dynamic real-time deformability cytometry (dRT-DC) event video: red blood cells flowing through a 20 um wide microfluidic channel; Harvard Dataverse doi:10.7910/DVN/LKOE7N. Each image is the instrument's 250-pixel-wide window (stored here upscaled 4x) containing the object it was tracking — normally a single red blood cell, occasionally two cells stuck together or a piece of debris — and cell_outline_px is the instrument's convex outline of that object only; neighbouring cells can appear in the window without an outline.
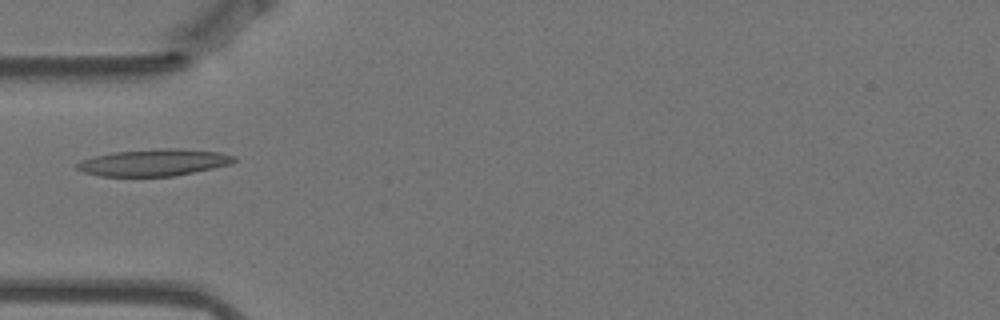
{"species": "Egyptian fruit bat (a non-hibernating species)", "species_latin": "Rousettus aegyptiacus", "temperature_condition": "warm", "stored_images_in_passage": 32, "camera_frame_rate_fps": 3000, "um_per_image_px": 0.085, "animal": {"sex": "female"}, "frame": {"image": 1, "passage_image": 1, "time_ms": 0.0, "image_size_px": [1000, 320], "cell_outline_px": [[236, 160], [232, 164], [172, 176], [100, 176], [84, 172], [76, 168], [76, 164], [80, 160], [112, 152], [160, 148], [180, 148], [220, 152], [236, 156]], "centroid_in_image_um": [13.09, 13.8], "position_along_channel_um": 71.9, "area_um2": 24.57}}
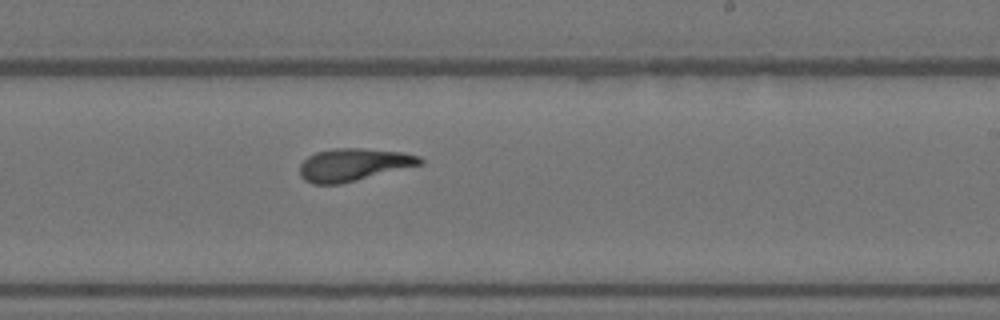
{"frame": {"image": 2, "passage_image": 17, "time_ms": 5.333, "image_size_px": [1000, 320], "cell_outline_px": [[424, 164], [340, 184], [312, 184], [304, 180], [300, 176], [300, 164], [308, 156], [316, 152], [336, 148], [360, 148], [404, 152], [420, 156], [424, 160]], "centroid_in_image_um": [30.07, 14.0], "position_along_channel_um": 258.9, "area_um2": 22.95}}
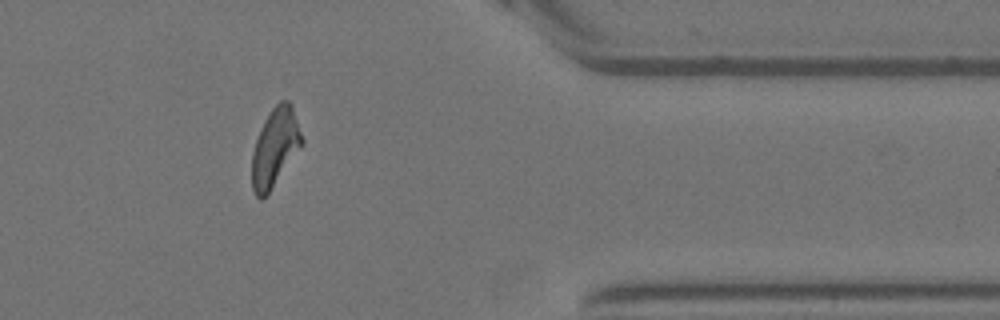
{"frame": {"image": 3, "passage_image": 30, "time_ms": 9.667, "image_size_px": [1000, 320], "cell_outline_px": [[304, 144], [268, 192], [260, 200], [256, 196], [252, 188], [252, 152], [260, 128], [264, 120], [272, 108], [280, 100], [288, 100], [292, 104], [304, 140]], "centroid_in_image_um": [23.39, 12.49], "position_along_channel_um": 388.0, "area_um2": 22.72}}